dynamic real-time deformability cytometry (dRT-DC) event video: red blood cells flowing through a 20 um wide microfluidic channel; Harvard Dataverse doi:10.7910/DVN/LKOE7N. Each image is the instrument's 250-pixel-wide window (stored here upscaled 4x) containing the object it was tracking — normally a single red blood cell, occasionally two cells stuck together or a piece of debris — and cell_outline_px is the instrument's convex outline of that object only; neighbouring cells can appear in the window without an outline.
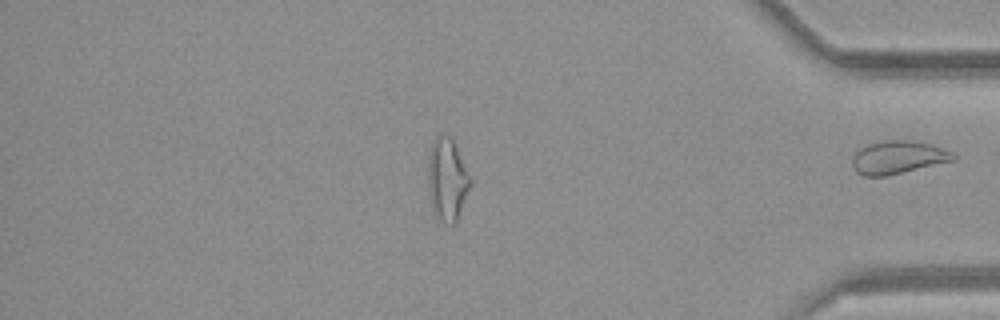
{"species": "common noctule bat (a hibernating species)", "species_latin": "Nyctalus noctula", "temperature_condition": "room temperature", "stored_images_in_passage": 26, "segment_of_instrument_passage": [2, 2], "camera_frame_rate_fps": 3000, "um_per_image_px": 0.085, "animal": {"sex": "female", "body_mass_g": 21.9}, "frame": {"image": 1, "passage_image": 26, "time_ms": 8.333, "image_size_px": [1000, 320], "cell_outline_px": [[956, 160], [888, 176], [864, 176], [856, 172], [852, 168], [852, 156], [860, 148], [868, 144], [888, 140], [908, 140], [932, 144], [952, 152], [956, 156]], "centroid_in_image_um": [76.33, 13.39], "position_along_channel_um": 358.9, "area_um2": 19.59}}